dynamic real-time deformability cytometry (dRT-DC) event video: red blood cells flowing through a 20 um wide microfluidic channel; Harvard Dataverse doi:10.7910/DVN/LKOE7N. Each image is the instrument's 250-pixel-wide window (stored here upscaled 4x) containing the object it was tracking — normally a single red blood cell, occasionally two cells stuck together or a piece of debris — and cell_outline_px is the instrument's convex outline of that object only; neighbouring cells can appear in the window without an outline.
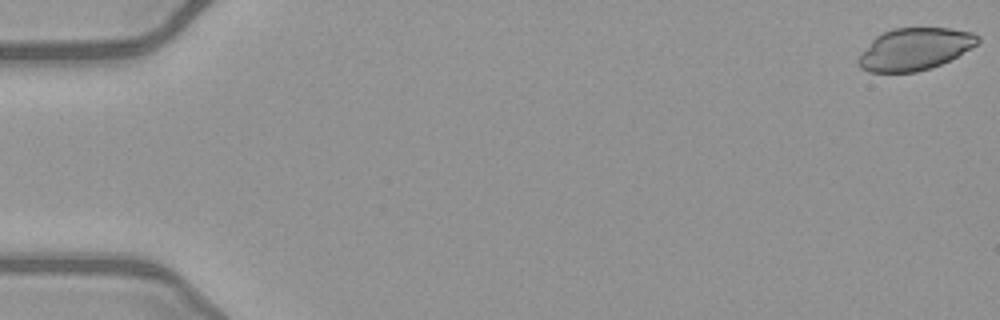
{"species": "common noctule bat (a hibernating species)", "species_latin": "Nyctalus noctula", "temperature_condition": "warm", "stored_images_in_passage": 51, "camera_frame_rate_fps": 3000, "um_per_image_px": 0.085, "animal": {"sex": "female", "body_mass_g": 21.9}, "frame": {"image": 1, "passage_image": 1, "time_ms": 0.0, "image_size_px": [1000, 320], "cell_outline_px": [[980, 40], [976, 44], [956, 56], [940, 64], [916, 72], [868, 72], [860, 68], [856, 64], [856, 60], [872, 40], [876, 36], [892, 28], [948, 28], [972, 32], [980, 36]], "centroid_in_image_um": [77.71, 4.17], "position_along_channel_um": 7.3, "area_um2": 29.02}}